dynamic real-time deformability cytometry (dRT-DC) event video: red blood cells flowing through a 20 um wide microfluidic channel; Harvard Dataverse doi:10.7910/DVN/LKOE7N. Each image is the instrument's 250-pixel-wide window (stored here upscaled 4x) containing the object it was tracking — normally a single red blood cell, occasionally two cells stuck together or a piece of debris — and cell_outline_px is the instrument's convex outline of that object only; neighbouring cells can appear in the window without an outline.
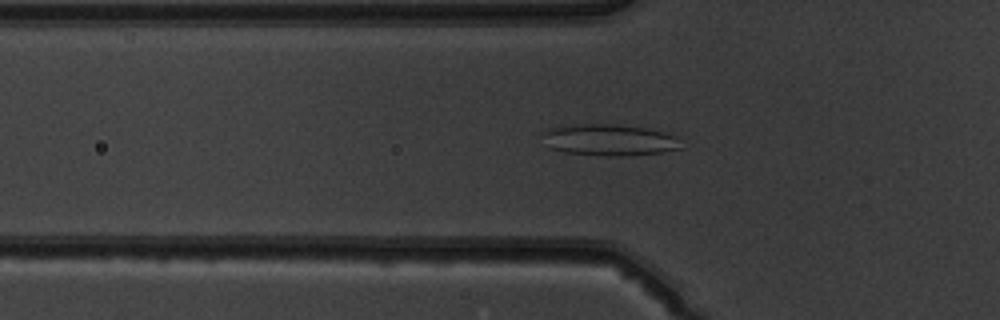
{"species": "common noctule bat (a hibernating species)", "species_latin": "Nyctalus noctula", "temperature_condition": "warm", "stored_images_in_passage": 44, "segment_of_instrument_passage": [1, 2], "camera_frame_rate_fps": 3000, "um_per_image_px": 0.085, "animal": {"sex": "male", "body_mass_g": 19.5, "forearm_length_mm": 54.6}, "frame": {"image": 1, "passage_image": 16, "time_ms": 5.0, "image_size_px": [1000, 320], "cell_outline_px": [[680, 148], [660, 152], [624, 156], [604, 156], [564, 152], [548, 148], [540, 132], [548, 128], [580, 124], [608, 124], [648, 128], [676, 136]], "centroid_in_image_um": [51.7, 11.9], "position_along_channel_um": 74.1, "area_um2": 25.26}}
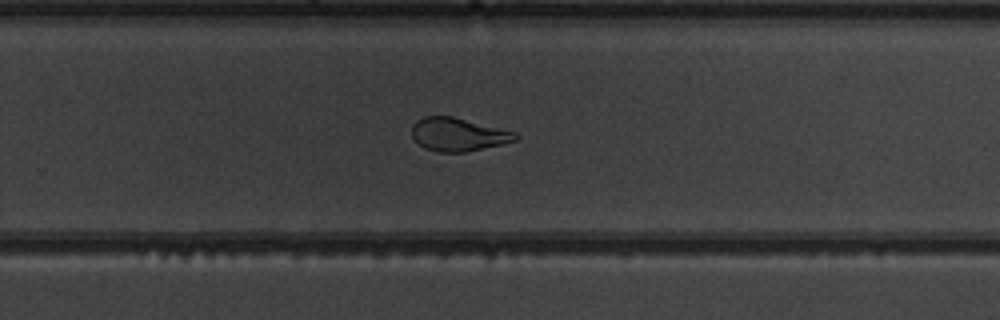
{"frame": {"image": 2, "passage_image": 32, "time_ms": 10.333, "image_size_px": [1000, 320], "cell_outline_px": [[520, 136], [516, 140], [504, 144], [464, 152], [440, 152], [424, 148], [412, 136], [412, 124], [416, 120], [424, 116], [452, 116], [516, 132]], "centroid_in_image_um": [38.95, 11.42], "position_along_channel_um": 290.8, "area_um2": 20.06}}
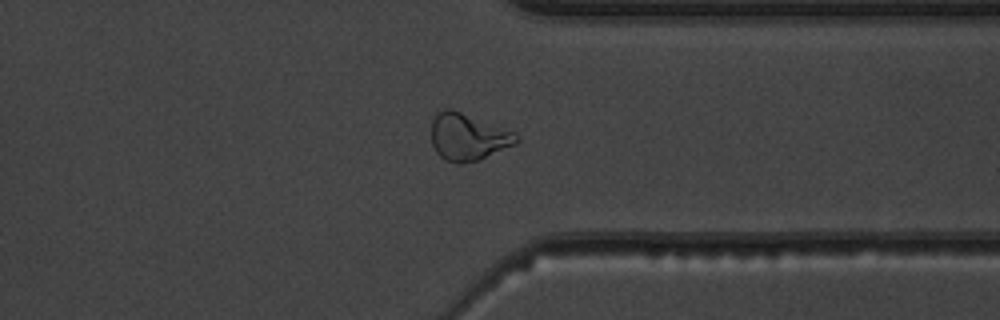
{"frame": {"image": 3, "passage_image": 38, "time_ms": 12.333, "image_size_px": [1000, 320], "cell_outline_px": [[520, 140], [516, 144], [480, 160], [460, 164], [456, 164], [444, 160], [436, 152], [432, 144], [432, 120], [440, 112], [448, 108], [452, 108], [516, 132]], "centroid_in_image_um": [39.81, 11.66], "position_along_channel_um": 371.6, "area_um2": 23.52}}